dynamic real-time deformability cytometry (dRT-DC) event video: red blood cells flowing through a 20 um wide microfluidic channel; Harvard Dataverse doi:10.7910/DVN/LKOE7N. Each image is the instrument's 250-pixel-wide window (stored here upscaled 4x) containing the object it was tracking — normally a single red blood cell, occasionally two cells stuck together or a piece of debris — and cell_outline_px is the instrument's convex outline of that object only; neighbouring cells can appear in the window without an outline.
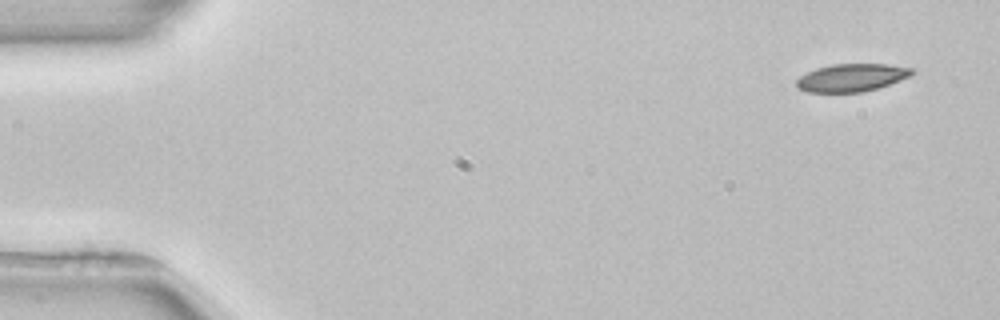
{"species": "common noctule bat (a hibernating species)", "species_latin": "Nyctalus noctula", "temperature_condition": "room temperature", "stored_images_in_passage": 4, "segment_of_instrument_passage": [1, 2], "camera_frame_rate_fps": 3000, "um_per_image_px": 0.085, "animal": {"sex": "female", "body_mass_g": 22.7, "forearm_length_mm": 54.2}, "frame": {"image": 1, "passage_image": 1, "time_ms": 0.0, "image_size_px": [1000, 320], "cell_outline_px": [[916, 72], [900, 80], [880, 88], [864, 92], [808, 92], [796, 88], [796, 80], [800, 76], [816, 68], [832, 64], [888, 64], [916, 68]], "centroid_in_image_um": [72.42, 6.6], "position_along_channel_um": 12.6, "area_um2": 18.9}}